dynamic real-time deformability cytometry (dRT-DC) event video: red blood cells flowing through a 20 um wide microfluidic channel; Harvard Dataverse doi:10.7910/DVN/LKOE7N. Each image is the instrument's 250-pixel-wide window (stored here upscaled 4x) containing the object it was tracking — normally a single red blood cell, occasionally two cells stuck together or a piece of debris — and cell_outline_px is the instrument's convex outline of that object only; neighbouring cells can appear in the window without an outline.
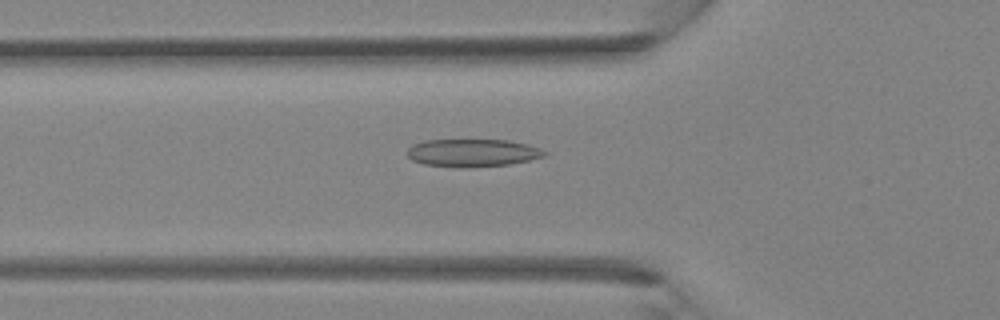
{"species": "Egyptian fruit bat (a non-hibernating species)", "species_latin": "Rousettus aegyptiacus", "temperature_condition": "room temperature", "stored_images_in_passage": 40, "camera_frame_rate_fps": 3000, "um_per_image_px": 0.085, "animal": {"sex": "female"}, "frame": {"image": 1, "passage_image": 14, "time_ms": 4.333, "image_size_px": [1000, 320], "cell_outline_px": [[548, 152], [544, 156], [528, 160], [508, 164], [460, 168], [424, 164], [412, 160], [408, 156], [408, 148], [412, 144], [424, 140], [508, 140], [528, 144], [540, 148]], "centroid_in_image_um": [40.15, 12.98], "position_along_channel_um": 85.7, "area_um2": 22.14}}
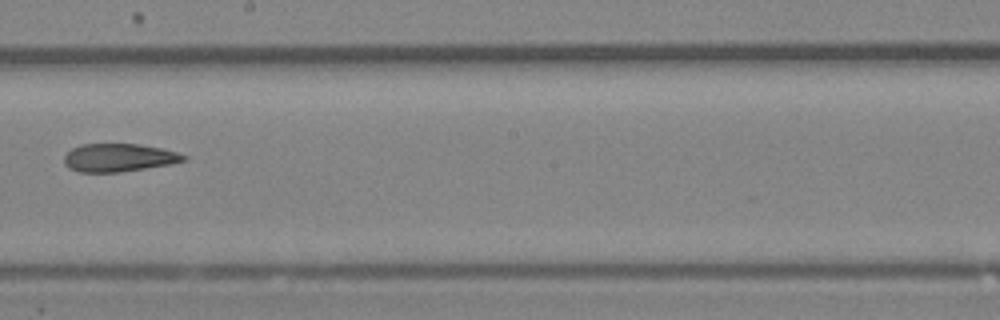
{"frame": {"image": 2, "passage_image": 23, "time_ms": 7.333, "image_size_px": [1000, 320], "cell_outline_px": [[188, 160], [168, 164], [120, 172], [80, 172], [68, 168], [64, 164], [64, 156], [72, 148], [80, 144], [140, 144], [160, 148], [176, 152], [188, 156]], "centroid_in_image_um": [10.07, 13.4], "position_along_channel_um": 238.1, "area_um2": 19.48}}
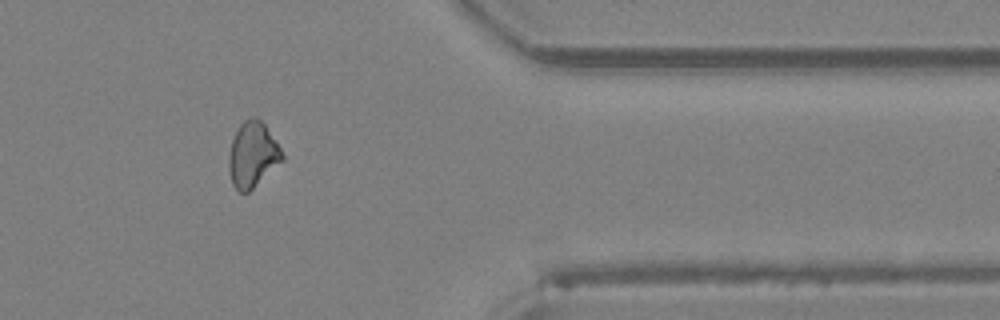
{"frame": {"image": 3, "passage_image": 33, "time_ms": 10.667, "image_size_px": [1000, 320], "cell_outline_px": [[284, 160], [248, 192], [240, 192], [232, 184], [228, 168], [228, 156], [232, 140], [240, 124], [244, 120], [252, 116], [256, 116], [264, 124], [280, 148], [284, 156]], "centroid_in_image_um": [21.46, 13.14], "position_along_channel_um": 389.9, "area_um2": 20.17}}